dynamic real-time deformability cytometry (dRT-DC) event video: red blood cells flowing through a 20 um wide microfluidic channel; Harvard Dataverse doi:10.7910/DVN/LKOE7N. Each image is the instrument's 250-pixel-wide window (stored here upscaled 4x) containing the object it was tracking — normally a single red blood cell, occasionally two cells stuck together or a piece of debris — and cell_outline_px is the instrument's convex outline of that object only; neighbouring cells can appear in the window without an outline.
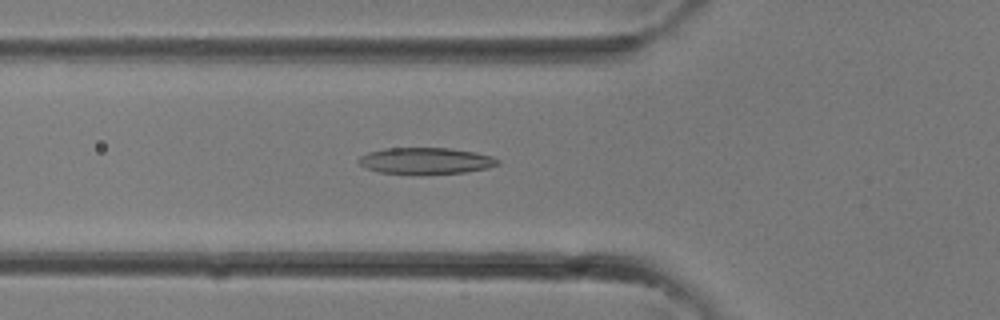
{"species": "common noctule bat (a hibernating species)", "species_latin": "Nyctalus noctula", "temperature_condition": "room temperature", "stored_images_in_passage": 32, "camera_frame_rate_fps": 3000, "um_per_image_px": 0.085, "animal": {"sex": "female"}, "frame": {"image": 1, "passage_image": 11, "time_ms": 3.333, "image_size_px": [1000, 320], "cell_outline_px": [[500, 164], [488, 168], [464, 172], [412, 176], [380, 172], [368, 168], [360, 164], [356, 160], [360, 156], [368, 152], [384, 148], [448, 148], [476, 152], [492, 156], [500, 160]], "centroid_in_image_um": [36.18, 13.69], "position_along_channel_um": 89.6, "area_um2": 21.96}}
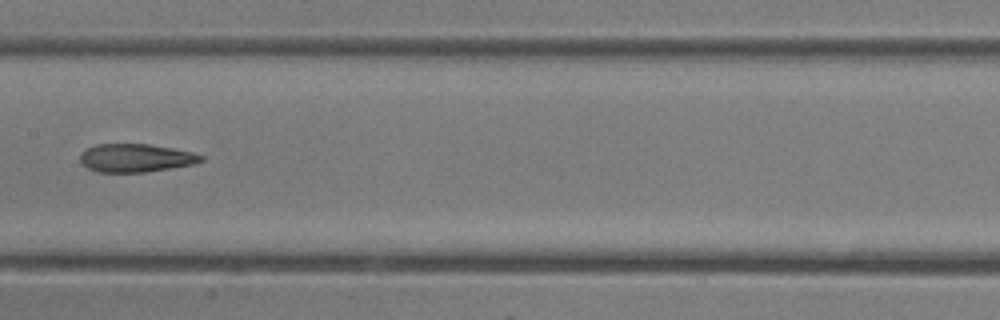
{"frame": {"image": 2, "passage_image": 16, "time_ms": 5.0, "image_size_px": [1000, 320], "cell_outline_px": [[204, 160], [192, 164], [144, 172], [100, 172], [88, 168], [80, 164], [80, 156], [88, 148], [96, 144], [148, 144], [172, 148], [192, 152], [204, 156]], "centroid_in_image_um": [11.52, 13.42], "position_along_channel_um": 195.9, "area_um2": 19.65}}
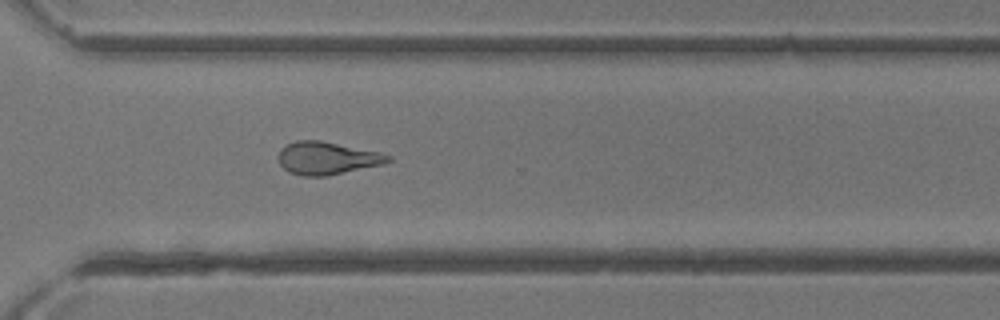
{"frame": {"image": 3, "passage_image": 23, "time_ms": 7.333, "image_size_px": [1000, 320], "cell_outline_px": [[392, 160], [384, 164], [324, 176], [300, 176], [288, 172], [280, 164], [280, 148], [296, 140], [320, 140], [380, 152], [392, 156]], "centroid_in_image_um": [27.81, 13.44], "position_along_channel_um": 342.8, "area_um2": 20.81}}